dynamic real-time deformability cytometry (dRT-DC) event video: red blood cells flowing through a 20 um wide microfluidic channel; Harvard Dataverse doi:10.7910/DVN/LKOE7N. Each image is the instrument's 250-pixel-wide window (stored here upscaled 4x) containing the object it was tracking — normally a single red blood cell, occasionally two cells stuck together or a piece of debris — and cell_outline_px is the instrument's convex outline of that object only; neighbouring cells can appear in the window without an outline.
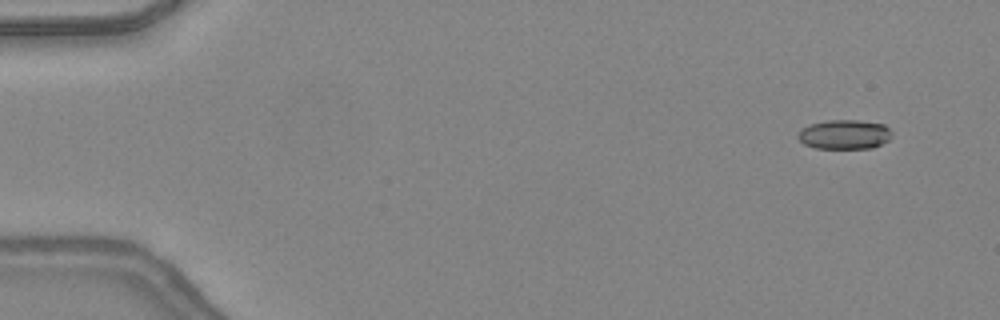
{"species": "common noctule bat (a hibernating species)", "species_latin": "Nyctalus noctula", "temperature_condition": "warm", "stored_images_in_passage": 47, "camera_frame_rate_fps": 3000, "um_per_image_px": 0.085, "animal": {"sex": "female", "body_mass_g": 24.6, "forearm_length_mm": 56.2}, "frame": {"image": 1, "passage_image": 3, "time_ms": 0.667, "image_size_px": [1000, 320], "cell_outline_px": [[892, 136], [888, 140], [872, 148], [816, 148], [804, 144], [796, 136], [800, 128], [812, 124], [828, 120], [860, 120], [884, 124], [892, 132]], "centroid_in_image_um": [71.77, 11.42], "position_along_channel_um": 13.2, "area_um2": 16.13}}
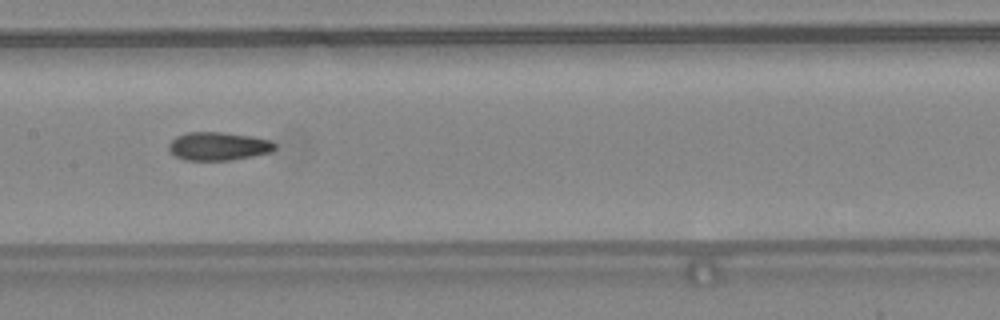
{"frame": {"image": 2, "passage_image": 24, "time_ms": 7.667, "image_size_px": [1000, 320], "cell_outline_px": [[276, 148], [272, 152], [252, 156], [228, 160], [184, 160], [176, 156], [168, 148], [168, 144], [176, 136], [188, 132], [224, 132], [252, 136], [272, 140], [276, 144]], "centroid_in_image_um": [18.59, 12.42], "position_along_channel_um": 188.8, "area_um2": 17.57}}
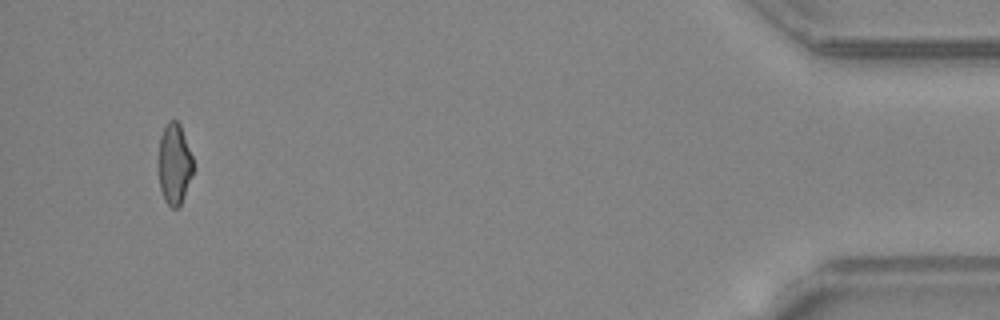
{"frame": {"image": 3, "passage_image": 45, "time_ms": 14.667, "image_size_px": [1000, 320], "cell_outline_px": [[192, 172], [180, 208], [172, 208], [164, 200], [160, 188], [160, 136], [168, 120], [176, 120], [180, 124], [192, 156]], "centroid_in_image_um": [14.83, 13.95], "position_along_channel_um": 420.4, "area_um2": 15.9}, "authors_computed_cell_mechanics": {"area_um2": 17.34, "velocity_mm_per_s": 4.4063, "shape_relaxation_time_tau1_ms": null, "shape_relaxation_time_tau2_ms": 2.9494, "deformation_change_tau1": null, "deformation_change_tau2": 0.1007}}